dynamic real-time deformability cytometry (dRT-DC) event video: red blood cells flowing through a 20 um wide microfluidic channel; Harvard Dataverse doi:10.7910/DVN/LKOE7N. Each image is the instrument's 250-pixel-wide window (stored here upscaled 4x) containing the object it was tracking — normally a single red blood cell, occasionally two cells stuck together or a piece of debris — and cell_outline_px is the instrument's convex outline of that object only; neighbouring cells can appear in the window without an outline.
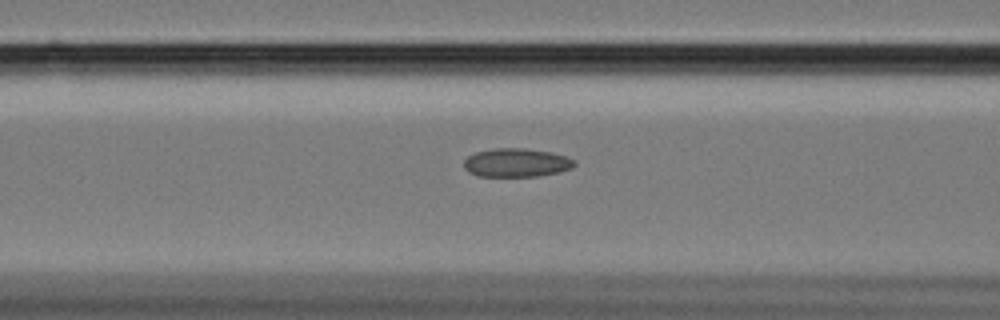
{"species": "Egyptian fruit bat (a non-hibernating species)", "species_latin": "Rousettus aegyptiacus", "temperature_condition": "cold", "stored_images_in_passage": 20, "camera_frame_rate_fps": 3000, "um_per_image_px": 0.085, "animal": {"sex": "female"}, "frame": {"image": 1, "passage_image": 8, "time_ms": 2.333, "image_size_px": [1000, 320], "cell_outline_px": [[576, 164], [572, 168], [560, 172], [536, 176], [480, 176], [468, 172], [464, 168], [464, 160], [468, 156], [476, 152], [492, 148], [524, 148], [552, 152], [576, 160]], "centroid_in_image_um": [43.9, 13.82], "position_along_channel_um": 122.7, "area_um2": 18.5}}
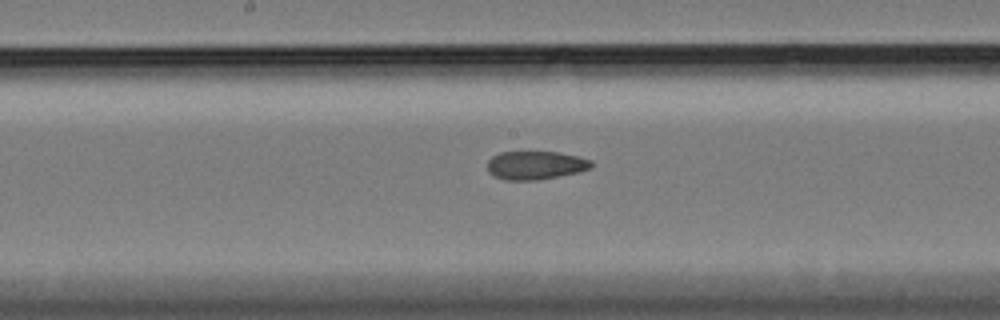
{"frame": {"image": 2, "passage_image": 15, "time_ms": 4.667, "image_size_px": [1000, 320], "cell_outline_px": [[592, 168], [576, 172], [536, 180], [504, 180], [492, 176], [488, 172], [488, 160], [492, 156], [500, 152], [556, 152], [576, 156], [592, 160]], "centroid_in_image_um": [45.47, 14.05], "position_along_channel_um": 202.7, "area_um2": 17.11}}
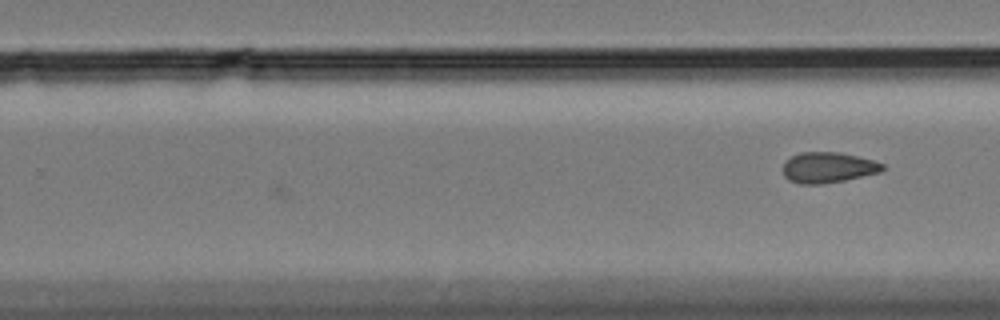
{"frame": {"image": 3, "passage_image": 20, "time_ms": 6.333, "image_size_px": [1000, 320], "cell_outline_px": [[884, 168], [880, 172], [844, 180], [820, 184], [800, 184], [788, 180], [784, 176], [784, 160], [800, 152], [840, 152], [872, 160], [884, 164]], "centroid_in_image_um": [70.35, 14.23], "position_along_channel_um": 259.4, "area_um2": 17.69}}